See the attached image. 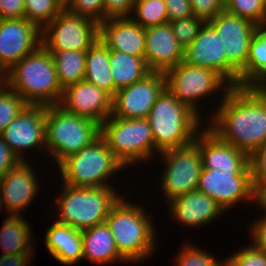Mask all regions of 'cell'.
<instances>
[{"label":"cell","instance_id":"1","mask_svg":"<svg viewBox=\"0 0 266 266\" xmlns=\"http://www.w3.org/2000/svg\"><path fill=\"white\" fill-rule=\"evenodd\" d=\"M222 95L207 127L250 156L266 143V92L259 86H235Z\"/></svg>","mask_w":266,"mask_h":266},{"label":"cell","instance_id":"2","mask_svg":"<svg viewBox=\"0 0 266 266\" xmlns=\"http://www.w3.org/2000/svg\"><path fill=\"white\" fill-rule=\"evenodd\" d=\"M6 86L30 105H57L63 95L53 56L43 45L6 72Z\"/></svg>","mask_w":266,"mask_h":266},{"label":"cell","instance_id":"3","mask_svg":"<svg viewBox=\"0 0 266 266\" xmlns=\"http://www.w3.org/2000/svg\"><path fill=\"white\" fill-rule=\"evenodd\" d=\"M201 118L165 88L147 117L155 143V153L194 143L196 135L203 129Z\"/></svg>","mask_w":266,"mask_h":266},{"label":"cell","instance_id":"4","mask_svg":"<svg viewBox=\"0 0 266 266\" xmlns=\"http://www.w3.org/2000/svg\"><path fill=\"white\" fill-rule=\"evenodd\" d=\"M122 197L106 218L120 256L126 262L147 259L155 252L156 226L143 206Z\"/></svg>","mask_w":266,"mask_h":266},{"label":"cell","instance_id":"5","mask_svg":"<svg viewBox=\"0 0 266 266\" xmlns=\"http://www.w3.org/2000/svg\"><path fill=\"white\" fill-rule=\"evenodd\" d=\"M113 186L98 188L63 184L55 207L56 221L83 231L106 221L112 208L123 197Z\"/></svg>","mask_w":266,"mask_h":266},{"label":"cell","instance_id":"6","mask_svg":"<svg viewBox=\"0 0 266 266\" xmlns=\"http://www.w3.org/2000/svg\"><path fill=\"white\" fill-rule=\"evenodd\" d=\"M46 150L57 161L76 154L101 135V125L63 109L59 104L46 107Z\"/></svg>","mask_w":266,"mask_h":266},{"label":"cell","instance_id":"7","mask_svg":"<svg viewBox=\"0 0 266 266\" xmlns=\"http://www.w3.org/2000/svg\"><path fill=\"white\" fill-rule=\"evenodd\" d=\"M57 167L64 184L89 188L112 186V175L126 168L101 136Z\"/></svg>","mask_w":266,"mask_h":266},{"label":"cell","instance_id":"8","mask_svg":"<svg viewBox=\"0 0 266 266\" xmlns=\"http://www.w3.org/2000/svg\"><path fill=\"white\" fill-rule=\"evenodd\" d=\"M100 136L125 167L154 158L155 143L147 118L124 119L110 115L101 124Z\"/></svg>","mask_w":266,"mask_h":266},{"label":"cell","instance_id":"9","mask_svg":"<svg viewBox=\"0 0 266 266\" xmlns=\"http://www.w3.org/2000/svg\"><path fill=\"white\" fill-rule=\"evenodd\" d=\"M166 88L180 102L201 115L200 99L219 92L227 93L232 86L216 71L180 62L165 73ZM207 95V96H206ZM199 100V101H198ZM199 111V112H198Z\"/></svg>","mask_w":266,"mask_h":266},{"label":"cell","instance_id":"10","mask_svg":"<svg viewBox=\"0 0 266 266\" xmlns=\"http://www.w3.org/2000/svg\"><path fill=\"white\" fill-rule=\"evenodd\" d=\"M99 39V23L65 8L41 31L49 52L87 51Z\"/></svg>","mask_w":266,"mask_h":266},{"label":"cell","instance_id":"11","mask_svg":"<svg viewBox=\"0 0 266 266\" xmlns=\"http://www.w3.org/2000/svg\"><path fill=\"white\" fill-rule=\"evenodd\" d=\"M165 163L160 183L164 200H171L197 190L203 168L201 154L195 143L159 153Z\"/></svg>","mask_w":266,"mask_h":266},{"label":"cell","instance_id":"12","mask_svg":"<svg viewBox=\"0 0 266 266\" xmlns=\"http://www.w3.org/2000/svg\"><path fill=\"white\" fill-rule=\"evenodd\" d=\"M221 36L225 58L228 60V83L239 86V74L244 70L249 47L257 25L250 20L223 10L208 22Z\"/></svg>","mask_w":266,"mask_h":266},{"label":"cell","instance_id":"13","mask_svg":"<svg viewBox=\"0 0 266 266\" xmlns=\"http://www.w3.org/2000/svg\"><path fill=\"white\" fill-rule=\"evenodd\" d=\"M197 190L229 211L238 203L256 202L252 172H218L202 168Z\"/></svg>","mask_w":266,"mask_h":266},{"label":"cell","instance_id":"14","mask_svg":"<svg viewBox=\"0 0 266 266\" xmlns=\"http://www.w3.org/2000/svg\"><path fill=\"white\" fill-rule=\"evenodd\" d=\"M165 88V74L151 71L142 80L115 93L111 115L124 119L147 118L152 106Z\"/></svg>","mask_w":266,"mask_h":266},{"label":"cell","instance_id":"15","mask_svg":"<svg viewBox=\"0 0 266 266\" xmlns=\"http://www.w3.org/2000/svg\"><path fill=\"white\" fill-rule=\"evenodd\" d=\"M45 120V106L27 104L0 134L20 161H26L27 149L46 150Z\"/></svg>","mask_w":266,"mask_h":266},{"label":"cell","instance_id":"16","mask_svg":"<svg viewBox=\"0 0 266 266\" xmlns=\"http://www.w3.org/2000/svg\"><path fill=\"white\" fill-rule=\"evenodd\" d=\"M41 43V30L27 19H0V65L7 72Z\"/></svg>","mask_w":266,"mask_h":266},{"label":"cell","instance_id":"17","mask_svg":"<svg viewBox=\"0 0 266 266\" xmlns=\"http://www.w3.org/2000/svg\"><path fill=\"white\" fill-rule=\"evenodd\" d=\"M112 99L104 89L82 80L63 90L59 105L101 125L112 113Z\"/></svg>","mask_w":266,"mask_h":266},{"label":"cell","instance_id":"18","mask_svg":"<svg viewBox=\"0 0 266 266\" xmlns=\"http://www.w3.org/2000/svg\"><path fill=\"white\" fill-rule=\"evenodd\" d=\"M194 143L199 148L203 168L218 172H251L249 156L221 140L207 126L198 132Z\"/></svg>","mask_w":266,"mask_h":266},{"label":"cell","instance_id":"19","mask_svg":"<svg viewBox=\"0 0 266 266\" xmlns=\"http://www.w3.org/2000/svg\"><path fill=\"white\" fill-rule=\"evenodd\" d=\"M26 161H20L0 178V200L9 215L19 216L39 192L38 173Z\"/></svg>","mask_w":266,"mask_h":266},{"label":"cell","instance_id":"20","mask_svg":"<svg viewBox=\"0 0 266 266\" xmlns=\"http://www.w3.org/2000/svg\"><path fill=\"white\" fill-rule=\"evenodd\" d=\"M145 62L152 72L165 73L184 59V48L169 23L145 28Z\"/></svg>","mask_w":266,"mask_h":266},{"label":"cell","instance_id":"21","mask_svg":"<svg viewBox=\"0 0 266 266\" xmlns=\"http://www.w3.org/2000/svg\"><path fill=\"white\" fill-rule=\"evenodd\" d=\"M221 36L206 22L194 41L184 49L186 63L216 71L228 82V60Z\"/></svg>","mask_w":266,"mask_h":266},{"label":"cell","instance_id":"22","mask_svg":"<svg viewBox=\"0 0 266 266\" xmlns=\"http://www.w3.org/2000/svg\"><path fill=\"white\" fill-rule=\"evenodd\" d=\"M99 39L110 51L145 57V28L130 18H110L99 23Z\"/></svg>","mask_w":266,"mask_h":266},{"label":"cell","instance_id":"23","mask_svg":"<svg viewBox=\"0 0 266 266\" xmlns=\"http://www.w3.org/2000/svg\"><path fill=\"white\" fill-rule=\"evenodd\" d=\"M173 221L186 228L204 226L224 214L223 208L206 194L194 190L168 202Z\"/></svg>","mask_w":266,"mask_h":266},{"label":"cell","instance_id":"24","mask_svg":"<svg viewBox=\"0 0 266 266\" xmlns=\"http://www.w3.org/2000/svg\"><path fill=\"white\" fill-rule=\"evenodd\" d=\"M44 244L61 264L72 266L83 259L82 232L67 224L53 222L45 233Z\"/></svg>","mask_w":266,"mask_h":266},{"label":"cell","instance_id":"25","mask_svg":"<svg viewBox=\"0 0 266 266\" xmlns=\"http://www.w3.org/2000/svg\"><path fill=\"white\" fill-rule=\"evenodd\" d=\"M81 232L83 260L87 259L99 265L114 261L126 262L117 251L115 240L106 221Z\"/></svg>","mask_w":266,"mask_h":266},{"label":"cell","instance_id":"26","mask_svg":"<svg viewBox=\"0 0 266 266\" xmlns=\"http://www.w3.org/2000/svg\"><path fill=\"white\" fill-rule=\"evenodd\" d=\"M109 60L110 50L98 39L86 51L84 80L104 89L113 97L115 95V83Z\"/></svg>","mask_w":266,"mask_h":266},{"label":"cell","instance_id":"27","mask_svg":"<svg viewBox=\"0 0 266 266\" xmlns=\"http://www.w3.org/2000/svg\"><path fill=\"white\" fill-rule=\"evenodd\" d=\"M21 215H8L0 229L1 255L32 253L34 251L31 228ZM32 239V240H31Z\"/></svg>","mask_w":266,"mask_h":266},{"label":"cell","instance_id":"28","mask_svg":"<svg viewBox=\"0 0 266 266\" xmlns=\"http://www.w3.org/2000/svg\"><path fill=\"white\" fill-rule=\"evenodd\" d=\"M266 80V24L257 27L244 70L239 74V86H260Z\"/></svg>","mask_w":266,"mask_h":266},{"label":"cell","instance_id":"29","mask_svg":"<svg viewBox=\"0 0 266 266\" xmlns=\"http://www.w3.org/2000/svg\"><path fill=\"white\" fill-rule=\"evenodd\" d=\"M109 65L115 83V93L142 80L151 72L144 58L120 51H110Z\"/></svg>","mask_w":266,"mask_h":266},{"label":"cell","instance_id":"30","mask_svg":"<svg viewBox=\"0 0 266 266\" xmlns=\"http://www.w3.org/2000/svg\"><path fill=\"white\" fill-rule=\"evenodd\" d=\"M62 89L84 80L86 51L65 50L50 52Z\"/></svg>","mask_w":266,"mask_h":266},{"label":"cell","instance_id":"31","mask_svg":"<svg viewBox=\"0 0 266 266\" xmlns=\"http://www.w3.org/2000/svg\"><path fill=\"white\" fill-rule=\"evenodd\" d=\"M25 19L41 31L65 8V0H24Z\"/></svg>","mask_w":266,"mask_h":266},{"label":"cell","instance_id":"32","mask_svg":"<svg viewBox=\"0 0 266 266\" xmlns=\"http://www.w3.org/2000/svg\"><path fill=\"white\" fill-rule=\"evenodd\" d=\"M129 18L143 28L168 23L166 4L164 0H142L134 4Z\"/></svg>","mask_w":266,"mask_h":266},{"label":"cell","instance_id":"33","mask_svg":"<svg viewBox=\"0 0 266 266\" xmlns=\"http://www.w3.org/2000/svg\"><path fill=\"white\" fill-rule=\"evenodd\" d=\"M224 10L257 26L266 24L264 0H224Z\"/></svg>","mask_w":266,"mask_h":266},{"label":"cell","instance_id":"34","mask_svg":"<svg viewBox=\"0 0 266 266\" xmlns=\"http://www.w3.org/2000/svg\"><path fill=\"white\" fill-rule=\"evenodd\" d=\"M26 105L25 100L6 85L0 90V134Z\"/></svg>","mask_w":266,"mask_h":266},{"label":"cell","instance_id":"35","mask_svg":"<svg viewBox=\"0 0 266 266\" xmlns=\"http://www.w3.org/2000/svg\"><path fill=\"white\" fill-rule=\"evenodd\" d=\"M168 23L170 24L177 41L184 49H186L198 36L200 29L206 22L203 19L192 15Z\"/></svg>","mask_w":266,"mask_h":266},{"label":"cell","instance_id":"36","mask_svg":"<svg viewBox=\"0 0 266 266\" xmlns=\"http://www.w3.org/2000/svg\"><path fill=\"white\" fill-rule=\"evenodd\" d=\"M201 248L186 243L176 258L177 266H225V262L217 261L214 256Z\"/></svg>","mask_w":266,"mask_h":266},{"label":"cell","instance_id":"37","mask_svg":"<svg viewBox=\"0 0 266 266\" xmlns=\"http://www.w3.org/2000/svg\"><path fill=\"white\" fill-rule=\"evenodd\" d=\"M65 9L98 23L104 21V0H65Z\"/></svg>","mask_w":266,"mask_h":266},{"label":"cell","instance_id":"38","mask_svg":"<svg viewBox=\"0 0 266 266\" xmlns=\"http://www.w3.org/2000/svg\"><path fill=\"white\" fill-rule=\"evenodd\" d=\"M225 266H266V252L253 244L224 259Z\"/></svg>","mask_w":266,"mask_h":266},{"label":"cell","instance_id":"39","mask_svg":"<svg viewBox=\"0 0 266 266\" xmlns=\"http://www.w3.org/2000/svg\"><path fill=\"white\" fill-rule=\"evenodd\" d=\"M249 163L254 191L257 194L261 189L266 188V143L249 156Z\"/></svg>","mask_w":266,"mask_h":266},{"label":"cell","instance_id":"40","mask_svg":"<svg viewBox=\"0 0 266 266\" xmlns=\"http://www.w3.org/2000/svg\"><path fill=\"white\" fill-rule=\"evenodd\" d=\"M193 14L209 22L224 10V0H190Z\"/></svg>","mask_w":266,"mask_h":266},{"label":"cell","instance_id":"41","mask_svg":"<svg viewBox=\"0 0 266 266\" xmlns=\"http://www.w3.org/2000/svg\"><path fill=\"white\" fill-rule=\"evenodd\" d=\"M135 0H104V21L110 18H129Z\"/></svg>","mask_w":266,"mask_h":266},{"label":"cell","instance_id":"42","mask_svg":"<svg viewBox=\"0 0 266 266\" xmlns=\"http://www.w3.org/2000/svg\"><path fill=\"white\" fill-rule=\"evenodd\" d=\"M168 22L190 17L193 14L190 0H164Z\"/></svg>","mask_w":266,"mask_h":266},{"label":"cell","instance_id":"43","mask_svg":"<svg viewBox=\"0 0 266 266\" xmlns=\"http://www.w3.org/2000/svg\"><path fill=\"white\" fill-rule=\"evenodd\" d=\"M25 18L24 0H0V19Z\"/></svg>","mask_w":266,"mask_h":266},{"label":"cell","instance_id":"44","mask_svg":"<svg viewBox=\"0 0 266 266\" xmlns=\"http://www.w3.org/2000/svg\"><path fill=\"white\" fill-rule=\"evenodd\" d=\"M20 162L0 136V178Z\"/></svg>","mask_w":266,"mask_h":266},{"label":"cell","instance_id":"45","mask_svg":"<svg viewBox=\"0 0 266 266\" xmlns=\"http://www.w3.org/2000/svg\"><path fill=\"white\" fill-rule=\"evenodd\" d=\"M258 220V221H257ZM252 223L250 234L255 247L266 252V214Z\"/></svg>","mask_w":266,"mask_h":266},{"label":"cell","instance_id":"46","mask_svg":"<svg viewBox=\"0 0 266 266\" xmlns=\"http://www.w3.org/2000/svg\"><path fill=\"white\" fill-rule=\"evenodd\" d=\"M33 253L8 254L0 256V266H28Z\"/></svg>","mask_w":266,"mask_h":266},{"label":"cell","instance_id":"47","mask_svg":"<svg viewBox=\"0 0 266 266\" xmlns=\"http://www.w3.org/2000/svg\"><path fill=\"white\" fill-rule=\"evenodd\" d=\"M256 204L259 205L262 210L266 213V188L261 189L256 194Z\"/></svg>","mask_w":266,"mask_h":266},{"label":"cell","instance_id":"48","mask_svg":"<svg viewBox=\"0 0 266 266\" xmlns=\"http://www.w3.org/2000/svg\"><path fill=\"white\" fill-rule=\"evenodd\" d=\"M6 85V71H0V90Z\"/></svg>","mask_w":266,"mask_h":266},{"label":"cell","instance_id":"49","mask_svg":"<svg viewBox=\"0 0 266 266\" xmlns=\"http://www.w3.org/2000/svg\"><path fill=\"white\" fill-rule=\"evenodd\" d=\"M259 87L266 92V80Z\"/></svg>","mask_w":266,"mask_h":266},{"label":"cell","instance_id":"50","mask_svg":"<svg viewBox=\"0 0 266 266\" xmlns=\"http://www.w3.org/2000/svg\"><path fill=\"white\" fill-rule=\"evenodd\" d=\"M1 209L3 211L2 204H1V200H0V211H1Z\"/></svg>","mask_w":266,"mask_h":266},{"label":"cell","instance_id":"51","mask_svg":"<svg viewBox=\"0 0 266 266\" xmlns=\"http://www.w3.org/2000/svg\"><path fill=\"white\" fill-rule=\"evenodd\" d=\"M264 7H265V10H266V0H264Z\"/></svg>","mask_w":266,"mask_h":266},{"label":"cell","instance_id":"52","mask_svg":"<svg viewBox=\"0 0 266 266\" xmlns=\"http://www.w3.org/2000/svg\"><path fill=\"white\" fill-rule=\"evenodd\" d=\"M0 71H5V70L1 67V65H0Z\"/></svg>","mask_w":266,"mask_h":266}]
</instances>
